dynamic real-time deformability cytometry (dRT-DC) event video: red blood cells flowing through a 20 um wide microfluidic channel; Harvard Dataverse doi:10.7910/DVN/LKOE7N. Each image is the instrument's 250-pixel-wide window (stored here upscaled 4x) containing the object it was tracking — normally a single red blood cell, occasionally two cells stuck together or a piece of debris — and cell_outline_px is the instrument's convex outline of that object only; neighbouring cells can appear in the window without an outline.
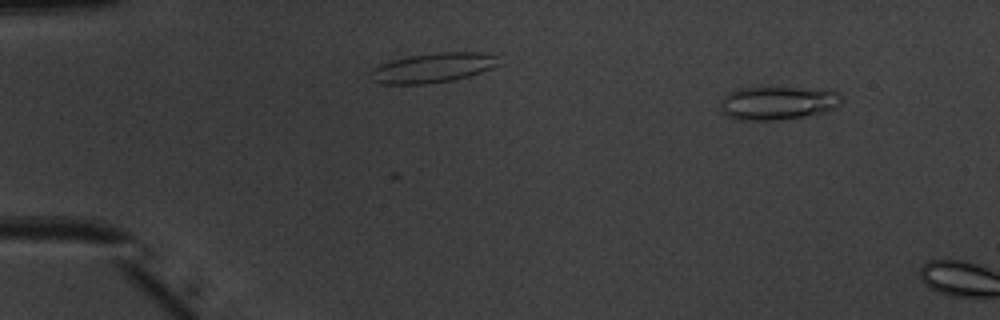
{"species": "common noctule bat (a hibernating species)", "species_latin": "Nyctalus noctula", "temperature_condition": "warm", "stored_images_in_passage": 38, "segment_of_instrument_passage": [1, 2], "camera_frame_rate_fps": 3000, "um_per_image_px": 0.085, "animal": {"sex": "male", "body_mass_g": 20.1, "forearm_length_mm": 53.5}, "frame": {"image": 1, "passage_image": 4, "time_ms": 1.0, "image_size_px": [1000, 320], "cell_outline_px": [[844, 100], [836, 108], [828, 112], [780, 120], [736, 120], [728, 116], [724, 112], [720, 104], [724, 96], [728, 92], [736, 88], [800, 88], [840, 92], [844, 96]], "centroid_in_image_um": [66.16, 8.76], "position_along_channel_um": 18.8, "area_um2": 23.76}}
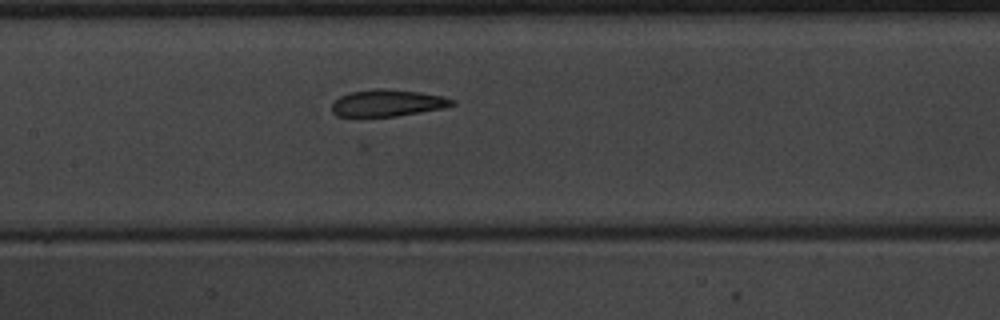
{"frame": {"image": 2, "passage_image": 15, "time_ms": 4.667, "image_size_px": [1000, 320], "cell_outline_px": [[456, 104], [444, 108], [396, 116], [360, 120], [356, 120], [336, 116], [332, 112], [332, 100], [348, 92], [376, 88], [384, 88], [420, 92], [440, 96], [456, 100]], "centroid_in_image_um": [32.81, 8.8], "position_along_channel_um": 174.6, "area_um2": 19.83}}
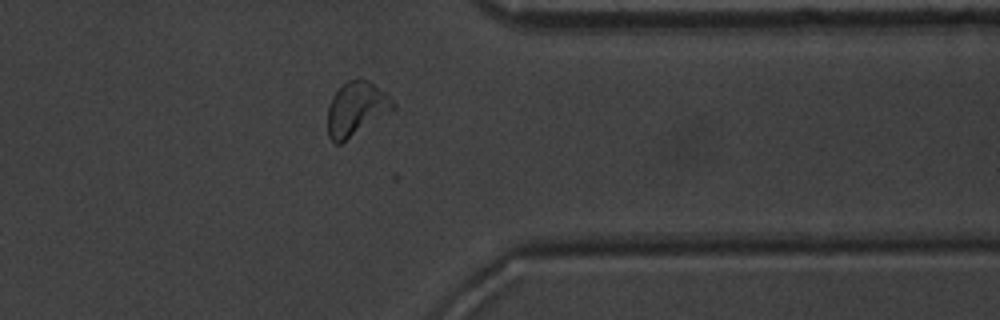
{"frame": {"image": 3, "passage_image": 31, "time_ms": 10.0, "image_size_px": [1000, 320], "cell_outline_px": [[396, 108], [340, 144], [336, 144], [328, 136], [328, 108], [332, 96], [348, 80], [360, 76], [368, 80], [384, 92], [396, 104]], "centroid_in_image_um": [30.28, 9.23], "position_along_channel_um": 381.1, "area_um2": 20.4}}